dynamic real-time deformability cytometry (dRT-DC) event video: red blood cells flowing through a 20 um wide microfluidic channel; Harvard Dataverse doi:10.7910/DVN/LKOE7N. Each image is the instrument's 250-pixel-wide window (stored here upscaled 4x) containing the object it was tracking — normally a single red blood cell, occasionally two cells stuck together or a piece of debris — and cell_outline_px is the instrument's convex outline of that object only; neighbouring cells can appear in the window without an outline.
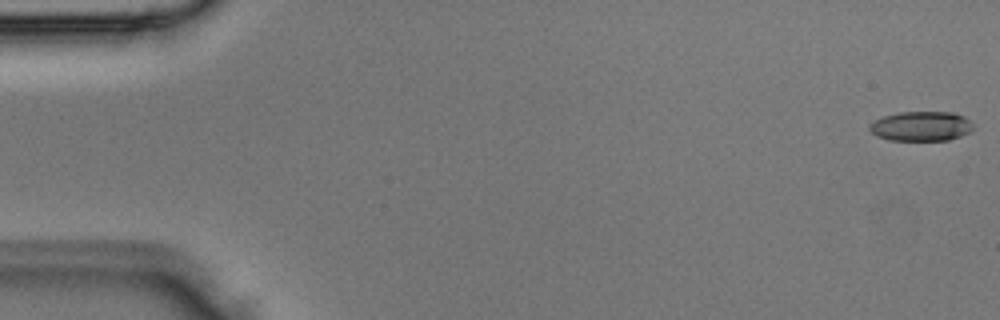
{"species": "Egyptian fruit bat (a non-hibernating species)", "species_latin": "Rousettus aegyptiacus", "temperature_condition": "room temperature", "stored_images_in_passage": 4, "camera_frame_rate_fps": 3000, "um_per_image_px": 0.085, "animal": {"sex": "male"}, "frame": {"image": 1, "passage_image": 1, "time_ms": 0.0, "image_size_px": [1000, 320], "cell_outline_px": [[972, 128], [968, 132], [960, 136], [948, 140], [888, 140], [876, 136], [868, 128], [868, 124], [884, 116], [900, 112], [952, 112], [964, 116], [972, 124]], "centroid_in_image_um": [78.26, 10.73], "position_along_channel_um": 6.7, "area_um2": 17.8}}